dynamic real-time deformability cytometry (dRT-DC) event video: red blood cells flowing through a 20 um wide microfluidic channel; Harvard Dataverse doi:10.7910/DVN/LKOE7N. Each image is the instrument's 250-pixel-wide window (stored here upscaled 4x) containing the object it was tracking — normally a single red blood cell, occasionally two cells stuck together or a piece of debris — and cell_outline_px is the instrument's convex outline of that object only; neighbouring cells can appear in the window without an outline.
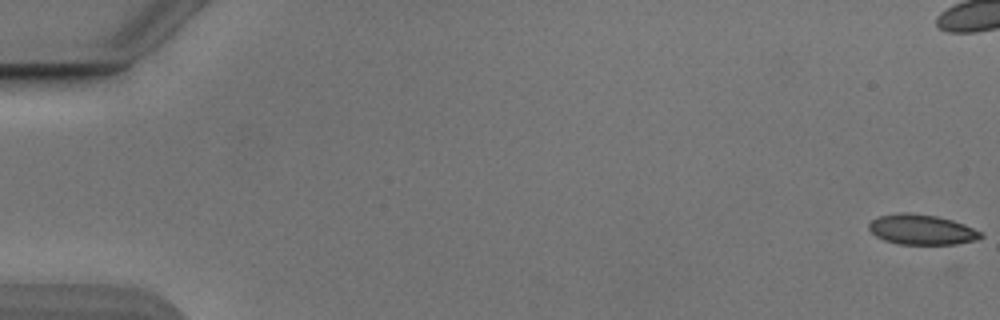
{"species": "Egyptian fruit bat (a non-hibernating species)", "species_latin": "Rousettus aegyptiacus", "temperature_condition": "cold", "stored_images_in_passage": 6, "camera_frame_rate_fps": 3000, "um_per_image_px": 0.085, "animal": {"sex": "male"}, "frame": {"image": 1, "passage_image": 1, "time_ms": 0.0, "image_size_px": [1000, 320], "cell_outline_px": [[984, 236], [976, 240], [956, 244], [900, 244], [884, 240], [876, 236], [868, 228], [868, 224], [872, 220], [880, 216], [900, 212], [912, 212], [936, 216], [952, 220], [964, 224], [980, 232]], "centroid_in_image_um": [78.33, 19.51], "position_along_channel_um": 6.7, "area_um2": 19.59}}